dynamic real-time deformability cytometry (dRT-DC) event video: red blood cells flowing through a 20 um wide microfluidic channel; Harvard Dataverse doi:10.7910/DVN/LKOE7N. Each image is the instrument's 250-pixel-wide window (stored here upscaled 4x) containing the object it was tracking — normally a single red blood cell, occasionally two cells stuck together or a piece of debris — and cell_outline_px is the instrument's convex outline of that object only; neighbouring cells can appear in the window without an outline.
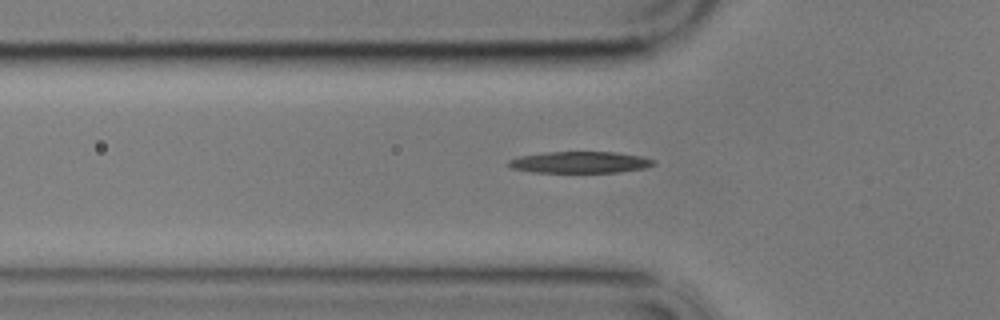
{"species": "common noctule bat (a hibernating species)", "species_latin": "Nyctalus noctula", "temperature_condition": "cold", "stored_images_in_passage": 43, "camera_frame_rate_fps": 3000, "um_per_image_px": 0.085, "animal": {"sex": "male", "body_mass_g": 17.9}, "frame": {"image": 1, "passage_image": 4, "time_ms": 1.0, "image_size_px": [1000, 320], "cell_outline_px": [[656, 164], [644, 168], [616, 172], [532, 172], [512, 168], [508, 164], [508, 160], [516, 156], [548, 152], [616, 152], [640, 156], [656, 160]], "centroid_in_image_um": [49.28, 13.79], "position_along_channel_um": 76.5, "area_um2": 18.15}}
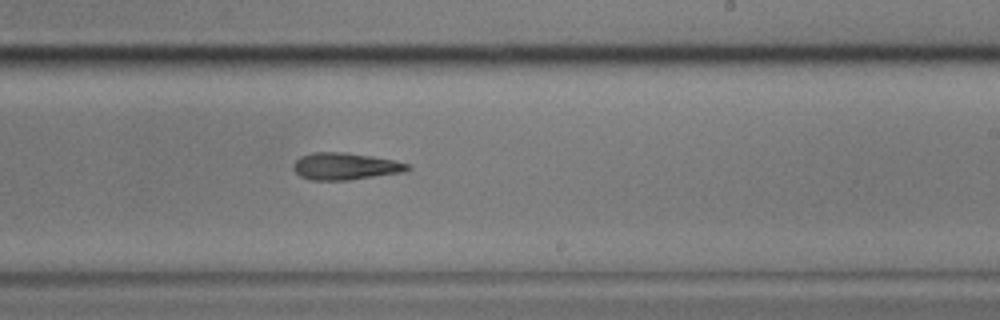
{"frame": {"image": 2, "passage_image": 20, "time_ms": 6.333, "image_size_px": [1000, 320], "cell_outline_px": [[412, 168], [404, 172], [348, 180], [308, 180], [300, 176], [292, 168], [292, 164], [300, 156], [312, 152], [344, 152], [372, 156], [392, 160], [408, 164]], "centroid_in_image_um": [29.3, 14.13], "position_along_channel_um": 259.7, "area_um2": 18.03}}
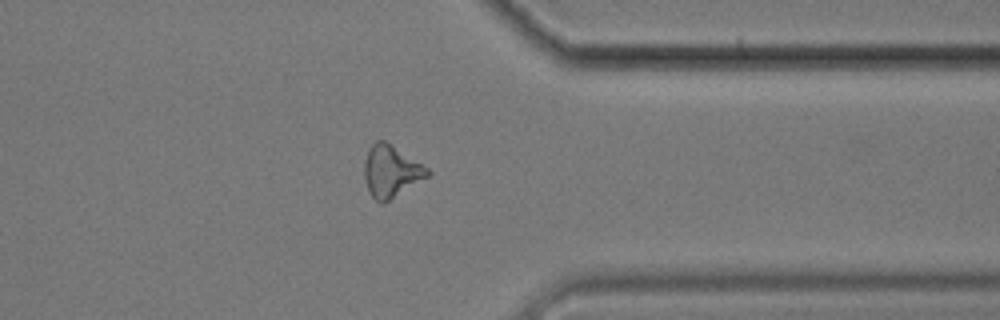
{"frame": {"image": 3, "passage_image": 31, "time_ms": 10.0, "image_size_px": [1000, 320], "cell_outline_px": [[432, 172], [428, 176], [384, 204], [380, 204], [372, 196], [368, 188], [364, 176], [364, 164], [368, 148], [376, 140], [384, 140], [428, 168]], "centroid_in_image_um": [33.22, 14.57], "position_along_channel_um": 378.2, "area_um2": 18.9}, "authors_computed_cell_mechanics": {"area_um2": 18.6116, "velocity_mm_per_s": 3.4107, "shape_relaxation_time_tau1_ms": 5.7187, "shape_relaxation_time_tau2_ms": null, "deformation_change_tau1": 0.2095, "deformation_change_tau2": null}}